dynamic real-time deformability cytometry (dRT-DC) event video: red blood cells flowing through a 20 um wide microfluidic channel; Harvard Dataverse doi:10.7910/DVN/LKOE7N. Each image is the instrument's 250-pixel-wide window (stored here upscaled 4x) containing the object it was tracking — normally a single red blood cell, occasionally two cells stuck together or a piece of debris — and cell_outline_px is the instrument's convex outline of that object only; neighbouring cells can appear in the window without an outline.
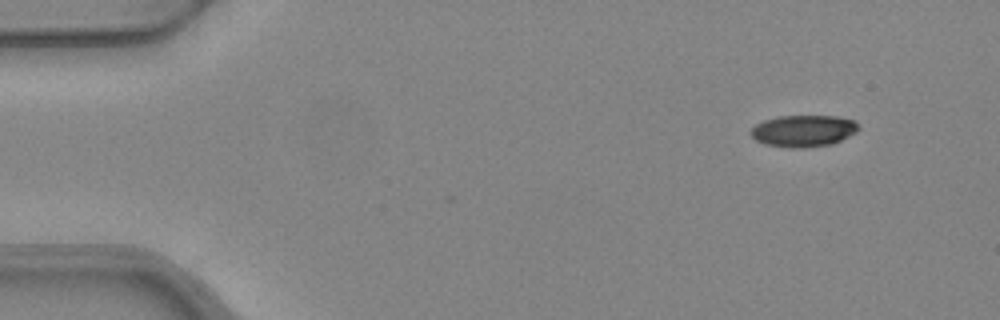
{"species": "common noctule bat (a hibernating species)", "species_latin": "Nyctalus noctula", "temperature_condition": "warm", "stored_images_in_passage": 4, "camera_frame_rate_fps": 3000, "um_per_image_px": 0.085, "animal": {"sex": "female", "body_mass_g": 24.6, "forearm_length_mm": 56.2}, "frame": {"image": 1, "passage_image": 1, "time_ms": 0.0, "image_size_px": [1000, 320], "cell_outline_px": [[860, 128], [856, 132], [832, 144], [804, 148], [792, 148], [764, 144], [756, 140], [748, 132], [756, 124], [764, 120], [780, 116], [836, 116], [852, 120]], "centroid_in_image_um": [68.26, 11.13], "position_along_channel_um": 16.7, "area_um2": 19.83}}
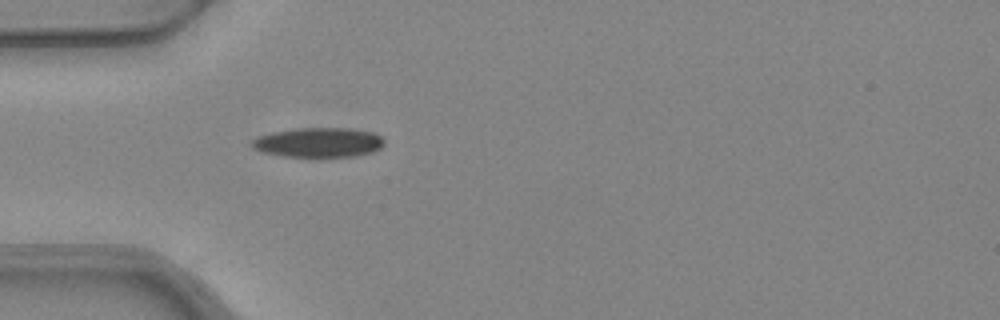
{"frame": {"image": 2, "passage_image": 4, "time_ms": 1.0, "image_size_px": [1000, 320], "cell_outline_px": [[384, 144], [380, 148], [372, 152], [352, 156], [284, 156], [260, 152], [252, 148], [248, 144], [256, 136], [272, 132], [296, 128], [352, 128], [372, 132], [380, 136], [384, 140]], "centroid_in_image_um": [27.02, 12.09], "position_along_channel_um": 58.0, "area_um2": 22.95}}